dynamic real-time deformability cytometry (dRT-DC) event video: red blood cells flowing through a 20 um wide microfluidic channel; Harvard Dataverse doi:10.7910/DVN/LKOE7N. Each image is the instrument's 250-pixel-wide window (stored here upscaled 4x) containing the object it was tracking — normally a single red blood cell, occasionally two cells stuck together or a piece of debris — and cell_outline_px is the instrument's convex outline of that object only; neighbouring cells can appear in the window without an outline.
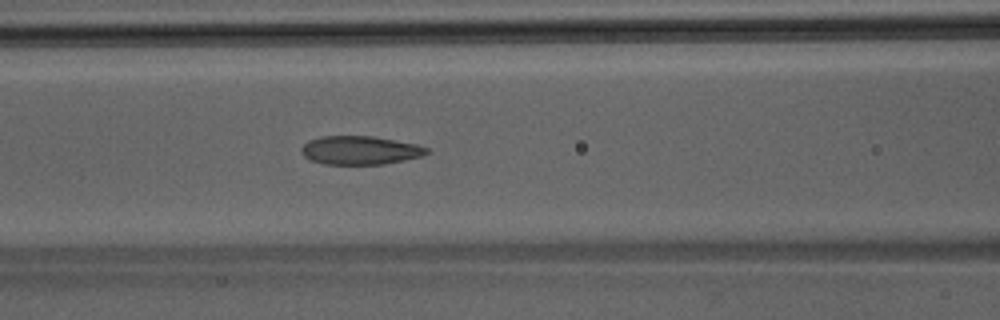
{"species": "Egyptian fruit bat (a non-hibernating species)", "species_latin": "Rousettus aegyptiacus", "temperature_condition": "room temperature", "stored_images_in_passage": 46, "camera_frame_rate_fps": 3000, "um_per_image_px": 0.085, "animal": {"sex": "male"}, "frame": {"image": 1, "passage_image": 20, "time_ms": 6.333, "image_size_px": [1000, 320], "cell_outline_px": [[428, 152], [420, 156], [404, 160], [384, 164], [324, 164], [308, 160], [300, 152], [300, 148], [308, 140], [320, 136], [372, 136], [416, 144], [428, 148]], "centroid_in_image_um": [30.53, 12.77], "position_along_channel_um": 136.1, "area_um2": 20.87}}
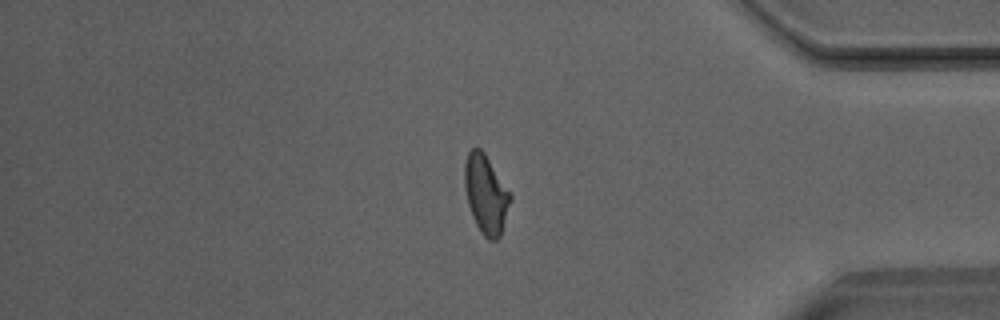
{"frame": {"image": 2, "passage_image": 39, "time_ms": 12.667, "image_size_px": [1000, 320], "cell_outline_px": [[512, 200], [500, 236], [496, 240], [488, 240], [480, 232], [472, 216], [468, 204], [464, 184], [464, 164], [468, 152], [472, 148], [480, 148], [484, 152], [512, 192]], "centroid_in_image_um": [41.32, 16.5], "position_along_channel_um": 393.9, "area_um2": 21.33}}
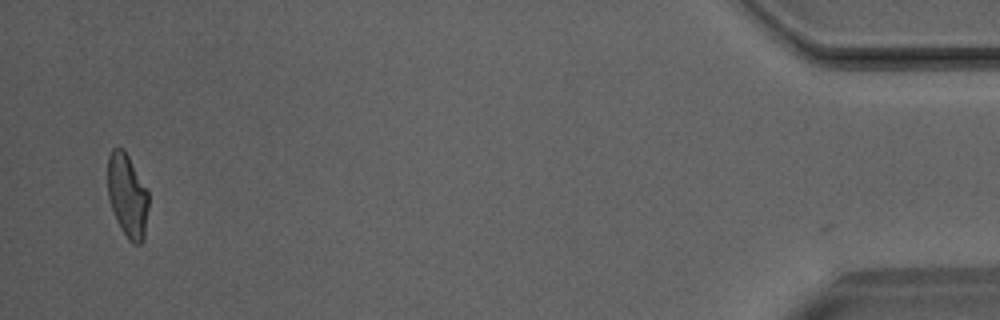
{"frame": {"image": 3, "passage_image": 45, "time_ms": 14.667, "image_size_px": [1000, 320], "cell_outline_px": [[148, 208], [144, 240], [140, 244], [132, 244], [128, 240], [120, 228], [116, 220], [108, 196], [108, 156], [112, 148], [124, 148], [148, 192]], "centroid_in_image_um": [10.83, 16.66], "position_along_channel_um": 424.4, "area_um2": 19.88}}